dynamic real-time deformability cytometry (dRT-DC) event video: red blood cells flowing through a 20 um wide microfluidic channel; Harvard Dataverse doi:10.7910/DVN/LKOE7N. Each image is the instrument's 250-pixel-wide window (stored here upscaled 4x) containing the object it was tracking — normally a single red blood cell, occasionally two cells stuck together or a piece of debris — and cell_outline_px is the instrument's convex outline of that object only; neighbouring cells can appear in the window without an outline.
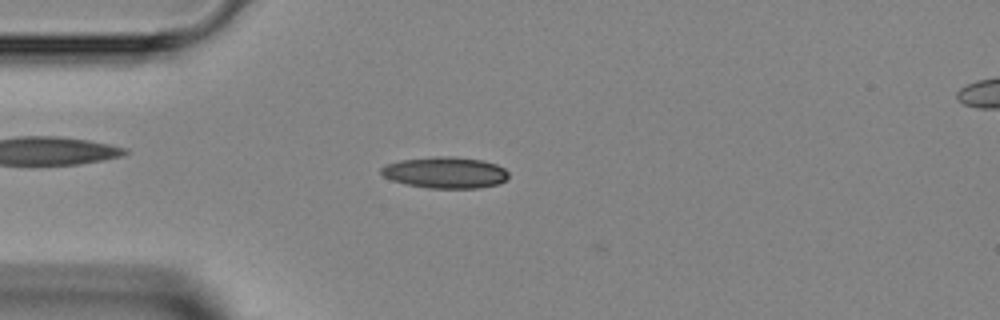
{"species": "Egyptian fruit bat (a non-hibernating species)", "species_latin": "Rousettus aegyptiacus", "temperature_condition": "room temperature", "stored_images_in_passage": 37, "camera_frame_rate_fps": 3000, "um_per_image_px": 0.085, "animal": {"sex": "female"}, "frame": {"image": 1, "passage_image": 5, "time_ms": 1.333, "image_size_px": [1000, 320], "cell_outline_px": [[508, 176], [500, 184], [480, 188], [428, 188], [404, 184], [392, 180], [384, 176], [380, 172], [380, 168], [384, 164], [400, 160], [432, 156], [452, 156], [480, 160], [496, 164], [504, 168], [508, 172]], "centroid_in_image_um": [37.82, 14.66], "position_along_channel_um": 47.2, "area_um2": 23.47}}
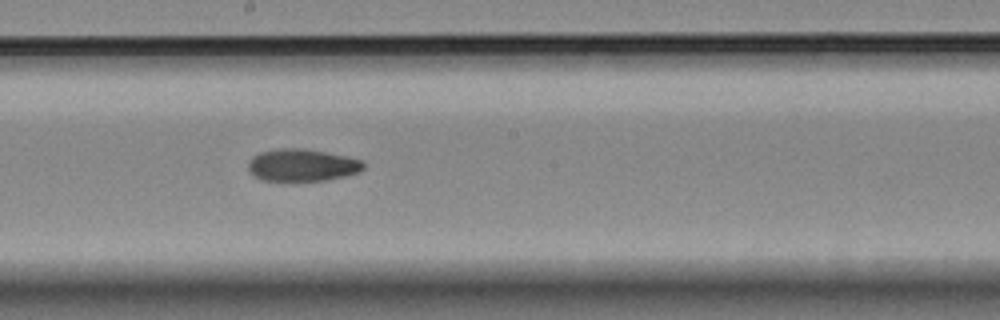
{"frame": {"image": 2, "passage_image": 18, "time_ms": 5.667, "image_size_px": [1000, 320], "cell_outline_px": [[364, 168], [360, 172], [328, 180], [260, 180], [252, 176], [248, 168], [248, 160], [252, 156], [260, 152], [276, 148], [304, 148], [348, 156], [364, 160]], "centroid_in_image_um": [25.67, 14.02], "position_along_channel_um": 222.5, "area_um2": 21.96}}
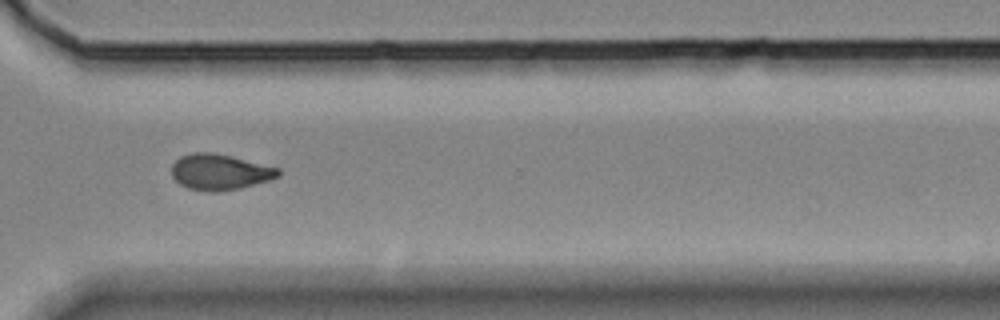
{"frame": {"image": 3, "passage_image": 27, "time_ms": 8.667, "image_size_px": [1000, 320], "cell_outline_px": [[280, 176], [272, 180], [240, 188], [216, 192], [188, 188], [180, 184], [172, 176], [172, 164], [180, 156], [192, 152], [212, 152], [232, 156], [280, 168]], "centroid_in_image_um": [18.71, 14.61], "position_along_channel_um": 351.9, "area_um2": 22.37}}